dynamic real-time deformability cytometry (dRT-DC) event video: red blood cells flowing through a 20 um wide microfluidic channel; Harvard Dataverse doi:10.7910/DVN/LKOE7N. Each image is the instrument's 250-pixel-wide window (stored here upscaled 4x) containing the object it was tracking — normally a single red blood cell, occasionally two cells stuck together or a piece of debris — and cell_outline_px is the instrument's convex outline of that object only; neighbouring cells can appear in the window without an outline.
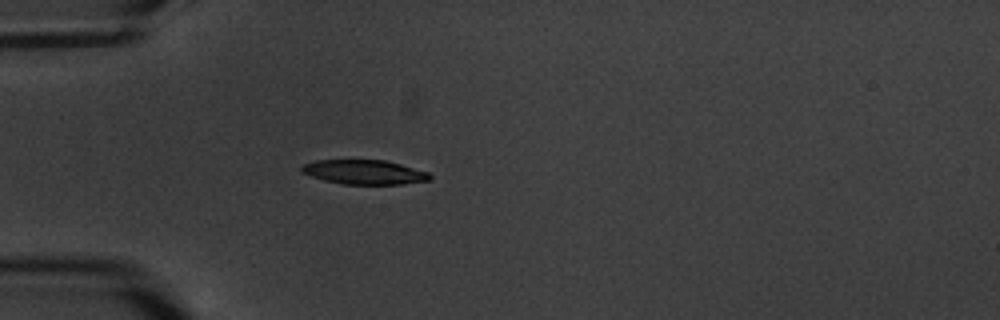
{"species": "common noctule bat (a hibernating species)", "species_latin": "Nyctalus noctula", "temperature_condition": "warm", "stored_images_in_passage": 1, "camera_frame_rate_fps": 3000, "um_per_image_px": 0.085, "animal": {"sex": "male", "body_mass_g": 20.1, "forearm_length_mm": 53.5}, "frame": {"image": 1, "passage_image": 1, "time_ms": 0.0, "image_size_px": [1000, 320], "cell_outline_px": [[432, 180], [400, 184], [344, 184], [324, 180], [300, 172], [300, 168], [304, 164], [316, 160], [384, 160], [400, 164], [428, 172], [432, 176]], "centroid_in_image_um": [30.97, 14.63], "position_along_channel_um": 54.0, "area_um2": 18.15}}